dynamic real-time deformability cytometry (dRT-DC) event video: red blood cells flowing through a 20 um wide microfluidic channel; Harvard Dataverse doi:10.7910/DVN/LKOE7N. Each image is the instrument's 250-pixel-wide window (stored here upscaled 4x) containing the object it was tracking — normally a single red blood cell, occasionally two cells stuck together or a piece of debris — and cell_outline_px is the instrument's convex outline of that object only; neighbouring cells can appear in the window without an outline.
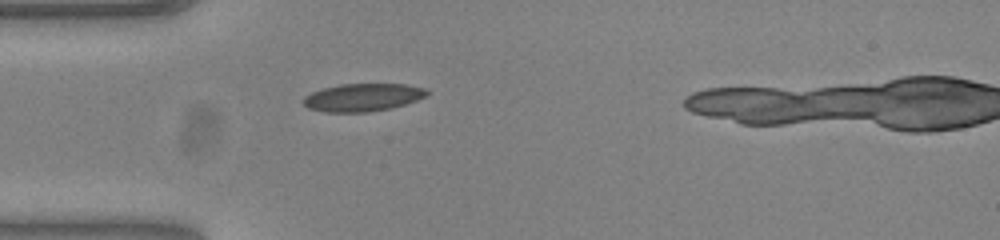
{"species": "common noctule bat (a hibernating species)", "species_latin": "Nyctalus noctula", "temperature_condition": "warm", "stored_images_in_passage": 34, "camera_frame_rate_fps": 3000, "um_per_image_px": 0.085, "animal": {"sex": "female", "body_mass_g": 23.0, "forearm_length_mm": 53.4}, "frame": {"image": 1, "passage_image": 1, "time_ms": 0.0, "image_size_px": [1000, 240], "cell_outline_px": [[428, 92], [424, 96], [416, 100], [392, 108], [368, 112], [324, 112], [308, 108], [300, 100], [304, 96], [312, 92], [324, 88], [340, 84], [404, 84], [424, 88]], "centroid_in_image_um": [30.77, 8.28], "position_along_channel_um": 54.2, "area_um2": 19.94}}
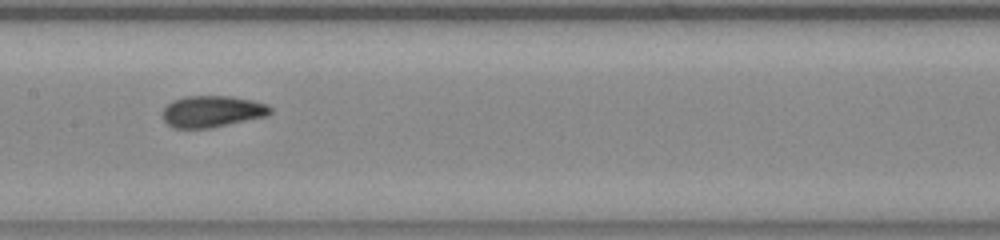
{"frame": {"image": 2, "passage_image": 12, "time_ms": 3.667, "image_size_px": [1000, 240], "cell_outline_px": [[272, 112], [268, 116], [212, 128], [176, 128], [168, 124], [164, 120], [164, 108], [172, 100], [184, 96], [232, 96], [252, 100], [268, 104], [272, 108]], "centroid_in_image_um": [18.08, 9.47], "position_along_channel_um": 189.3, "area_um2": 19.94}}
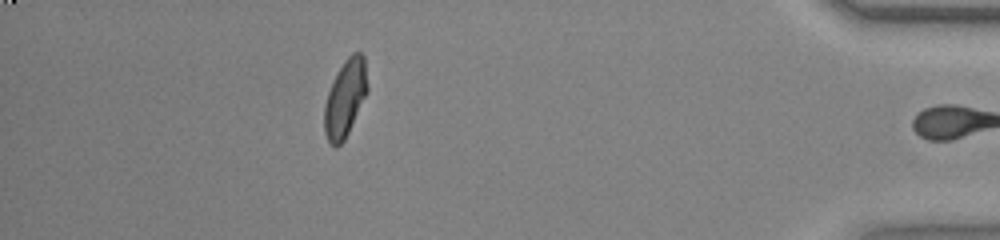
{"frame": {"image": 3, "passage_image": 33, "time_ms": 10.667, "image_size_px": [1000, 240], "cell_outline_px": [[368, 92], [344, 140], [336, 148], [328, 144], [324, 132], [324, 104], [328, 92], [336, 72], [344, 60], [352, 52], [360, 52], [364, 56], [368, 88]], "centroid_in_image_um": [29.33, 8.36], "position_along_channel_um": 405.9, "area_um2": 19.59}, "authors_computed_cell_mechanics": {"area_um2": 19.6809, "velocity_mm_per_s": 3.8556, "shape_relaxation_time_tau1_ms": 9.7727, "shape_relaxation_time_tau2_ms": 0.9027, "deformation_change_tau1": 0.2588, "deformation_change_tau2": 0.0492}}